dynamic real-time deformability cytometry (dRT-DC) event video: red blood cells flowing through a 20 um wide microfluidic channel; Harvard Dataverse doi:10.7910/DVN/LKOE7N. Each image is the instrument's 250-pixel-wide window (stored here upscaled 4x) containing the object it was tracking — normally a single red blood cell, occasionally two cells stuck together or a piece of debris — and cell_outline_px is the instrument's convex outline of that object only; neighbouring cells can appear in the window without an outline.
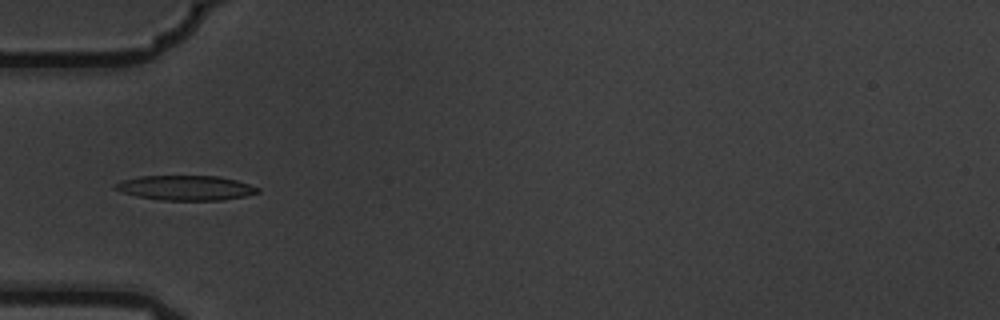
{"species": "common noctule bat (a hibernating species)", "species_latin": "Nyctalus noctula", "temperature_condition": "warm", "stored_images_in_passage": 7, "camera_frame_rate_fps": 3000, "um_per_image_px": 0.085, "animal": {"sex": "male", "body_mass_g": 19.5, "forearm_length_mm": 54.6}, "frame": {"image": 1, "passage_image": 5, "time_ms": 1.333, "image_size_px": [1000, 320], "cell_outline_px": [[260, 192], [244, 196], [220, 200], [164, 200], [136, 196], [124, 192], [116, 188], [112, 184], [120, 180], [140, 176], [220, 176], [236, 180], [260, 188]], "centroid_in_image_um": [15.78, 15.96], "position_along_channel_um": 69.2, "area_um2": 20.46}}
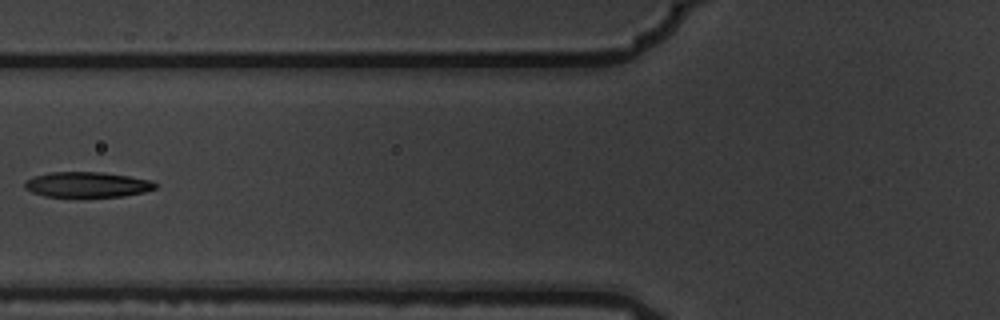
{"frame": {"image": 2, "passage_image": 6, "time_ms": 1.667, "image_size_px": [1000, 320], "cell_outline_px": [[156, 188], [144, 192], [124, 196], [44, 196], [32, 192], [24, 188], [24, 180], [32, 176], [48, 172], [100, 172], [128, 176], [152, 180], [156, 184]], "centroid_in_image_um": [7.37, 15.68], "position_along_channel_um": 118.4, "area_um2": 19.25}}
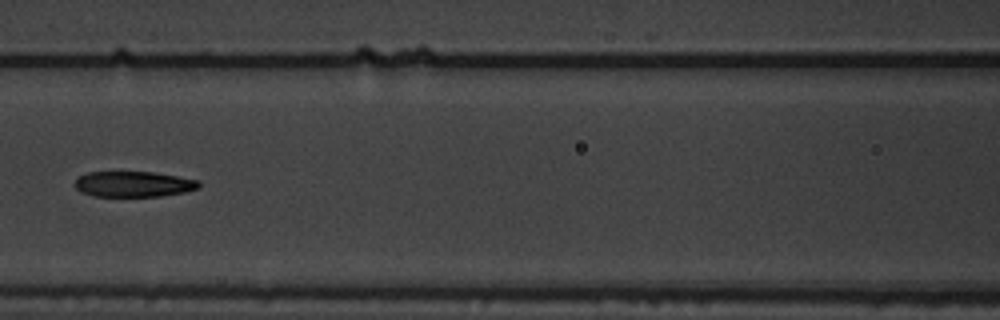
{"frame": {"image": 3, "passage_image": 7, "time_ms": 2.0, "image_size_px": [1000, 320], "cell_outline_px": [[200, 188], [184, 192], [160, 196], [92, 196], [80, 192], [72, 184], [80, 176], [88, 172], [152, 172], [200, 180]], "centroid_in_image_um": [11.34, 15.65], "position_along_channel_um": 155.3, "area_um2": 18.55}}